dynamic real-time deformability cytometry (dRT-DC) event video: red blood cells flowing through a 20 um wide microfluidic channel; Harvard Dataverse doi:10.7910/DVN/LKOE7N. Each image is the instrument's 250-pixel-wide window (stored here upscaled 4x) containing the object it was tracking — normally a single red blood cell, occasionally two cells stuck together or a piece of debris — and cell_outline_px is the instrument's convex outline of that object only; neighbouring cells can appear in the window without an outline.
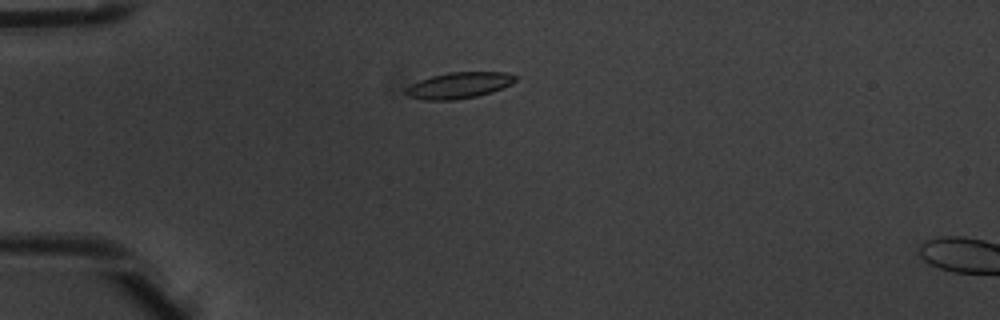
{"species": "common noctule bat (a hibernating species)", "species_latin": "Nyctalus noctula", "temperature_condition": "warm", "stored_images_in_passage": 4, "camera_frame_rate_fps": 3000, "um_per_image_px": 0.085, "animal": {"sex": "male", "body_mass_g": 20.1, "forearm_length_mm": 53.5}, "frame": {"image": 1, "passage_image": 3, "time_ms": 0.667, "image_size_px": [1000, 320], "cell_outline_px": [[516, 80], [512, 84], [492, 92], [476, 96], [456, 100], [424, 100], [408, 96], [404, 92], [404, 88], [420, 80], [432, 76], [448, 72], [504, 72], [516, 76]], "centroid_in_image_um": [39.0, 7.26], "position_along_channel_um": 46.0, "area_um2": 16.7}}